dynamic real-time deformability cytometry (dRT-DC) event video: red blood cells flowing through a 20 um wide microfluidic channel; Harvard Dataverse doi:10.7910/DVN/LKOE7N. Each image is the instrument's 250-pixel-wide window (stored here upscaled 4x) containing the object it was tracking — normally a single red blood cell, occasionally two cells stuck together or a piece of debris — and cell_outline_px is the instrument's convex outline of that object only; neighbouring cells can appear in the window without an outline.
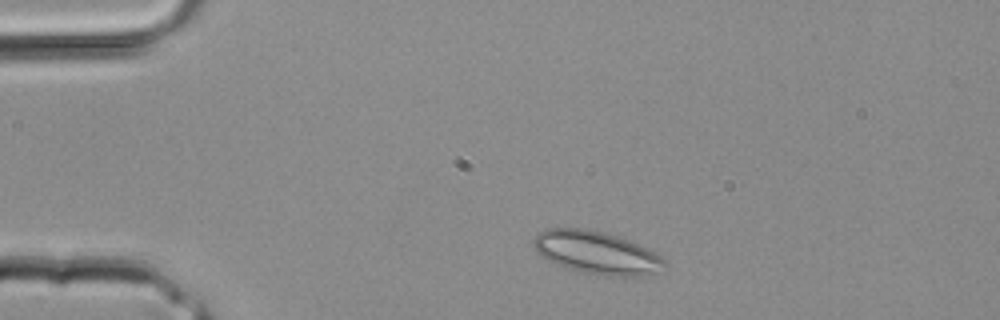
{"species": "common noctule bat (a hibernating species)", "species_latin": "Nyctalus noctula", "temperature_condition": "room temperature", "stored_images_in_passage": 2, "camera_frame_rate_fps": 3000, "um_per_image_px": 0.085, "animal": {"sex": "male", "body_mass_g": 20.4}, "frame": {"image": 1, "passage_image": 1, "time_ms": 0.0, "image_size_px": [1000, 320], "cell_outline_px": [[668, 268], [644, 276], [608, 276], [584, 272], [568, 268], [556, 264], [540, 256], [536, 252], [532, 244], [532, 240], [544, 228], [584, 228], [616, 236], [628, 240], [668, 260]], "centroid_in_image_um": [50.7, 21.49], "position_along_channel_um": 34.3, "area_um2": 32.6}}